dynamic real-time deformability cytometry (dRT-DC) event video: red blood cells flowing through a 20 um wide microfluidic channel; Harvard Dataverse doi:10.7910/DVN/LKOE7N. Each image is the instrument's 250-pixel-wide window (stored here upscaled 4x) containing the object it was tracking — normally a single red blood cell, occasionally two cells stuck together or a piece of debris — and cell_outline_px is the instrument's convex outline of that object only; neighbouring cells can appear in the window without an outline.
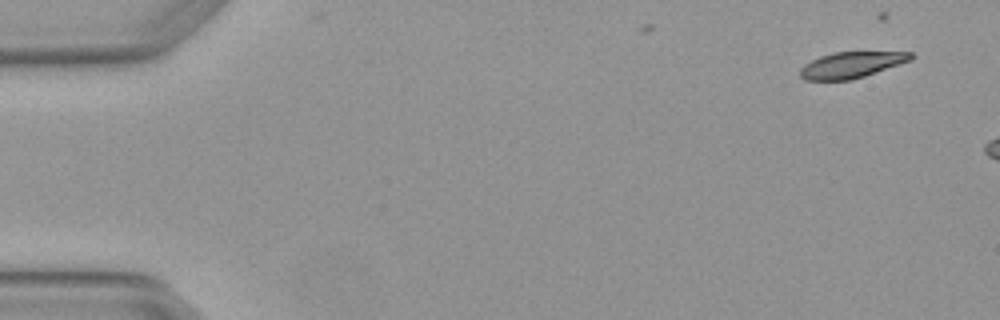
{"species": "Egyptian fruit bat (a non-hibernating species)", "species_latin": "Rousettus aegyptiacus", "temperature_condition": "warm", "stored_images_in_passage": 7, "segment_of_instrument_passage": [2, 2], "camera_frame_rate_fps": 3000, "um_per_image_px": 0.085, "animal": {"sex": "female"}, "frame": {"image": 1, "passage_image": 7, "time_ms": 2.0, "image_size_px": [1000, 320], "cell_outline_px": [[916, 56], [912, 60], [852, 80], [804, 80], [800, 76], [800, 68], [804, 64], [820, 56], [832, 52], [912, 52]], "centroid_in_image_um": [72.37, 5.51], "position_along_channel_um": 12.6, "area_um2": 16.88}}